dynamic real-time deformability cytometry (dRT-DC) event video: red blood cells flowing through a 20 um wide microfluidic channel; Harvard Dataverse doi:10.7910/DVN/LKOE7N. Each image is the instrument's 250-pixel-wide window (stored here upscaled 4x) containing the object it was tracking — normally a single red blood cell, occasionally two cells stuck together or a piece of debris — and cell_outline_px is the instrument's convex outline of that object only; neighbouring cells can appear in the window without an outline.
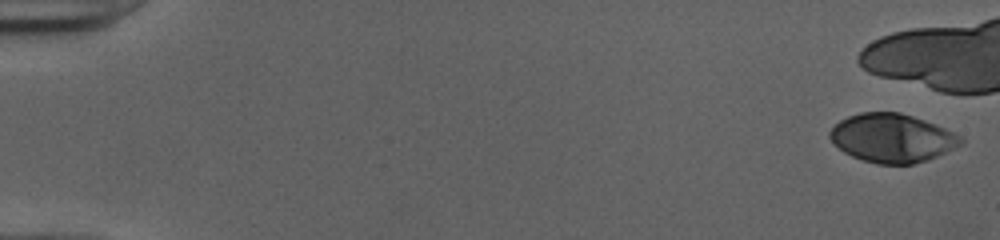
{"species": "human", "species_latin": "Homo sapiens", "temperature_condition": "cold", "stored_images_in_passage": 11, "camera_frame_rate_fps": 3000, "um_per_image_px": 0.085, "donor": {"sex": "female"}, "frame": {"image": 1, "passage_image": 1, "time_ms": 0.0, "image_size_px": [1000, 240], "cell_outline_px": [[964, 144], [928, 160], [912, 164], [876, 164], [852, 156], [844, 152], [828, 136], [828, 132], [840, 120], [848, 116], [860, 112], [900, 112], [924, 120], [944, 128], [960, 136], [964, 140]], "centroid_in_image_um": [75.84, 11.74], "position_along_channel_um": 9.2, "area_um2": 36.93}}